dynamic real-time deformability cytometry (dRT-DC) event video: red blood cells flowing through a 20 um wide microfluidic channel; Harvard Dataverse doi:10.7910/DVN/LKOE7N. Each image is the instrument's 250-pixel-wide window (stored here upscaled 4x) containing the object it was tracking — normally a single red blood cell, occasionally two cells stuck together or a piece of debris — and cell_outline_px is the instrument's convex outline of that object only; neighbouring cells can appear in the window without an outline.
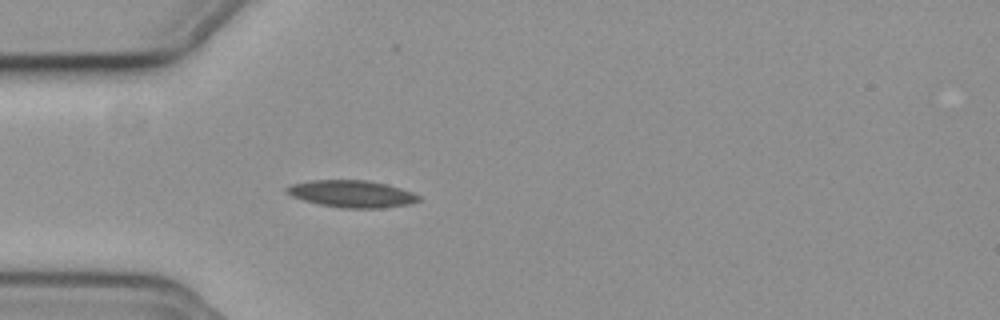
{"species": "common noctule bat (a hibernating species)", "species_latin": "Nyctalus noctula", "temperature_condition": "cold", "stored_images_in_passage": 1, "camera_frame_rate_fps": 3000, "um_per_image_px": 0.085, "animal": {"sex": "female", "body_mass_g": 19.3, "forearm_length_mm": 54.1}, "frame": {"image": 1, "passage_image": 1, "time_ms": 0.0, "image_size_px": [1000, 320], "cell_outline_px": [[420, 200], [408, 204], [380, 208], [340, 208], [320, 204], [304, 200], [292, 196], [284, 192], [284, 188], [292, 184], [312, 180], [368, 180], [400, 188], [412, 192], [420, 196]], "centroid_in_image_um": [29.87, 16.47], "position_along_channel_um": 55.1, "area_um2": 20.69}}